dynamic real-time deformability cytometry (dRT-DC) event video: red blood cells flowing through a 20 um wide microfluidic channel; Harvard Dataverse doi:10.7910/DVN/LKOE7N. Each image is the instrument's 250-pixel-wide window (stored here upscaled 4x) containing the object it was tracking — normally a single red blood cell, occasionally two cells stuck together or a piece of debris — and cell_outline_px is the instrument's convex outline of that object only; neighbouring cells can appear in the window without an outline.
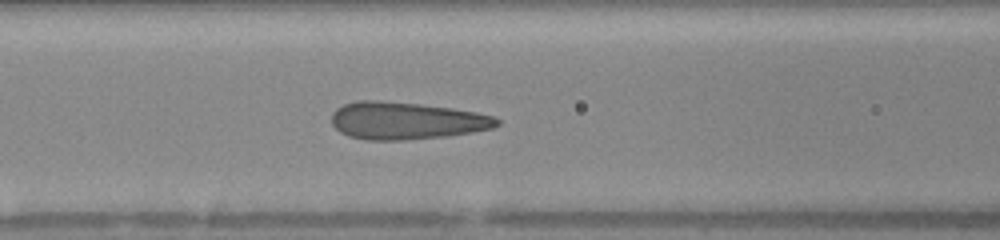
{"species": "human", "species_latin": "Homo sapiens", "temperature_condition": "warm", "stored_images_in_passage": 8, "camera_frame_rate_fps": 3000, "um_per_image_px": 0.085, "donor": {"sex": "female"}, "frame": {"image": 1, "passage_image": 8, "time_ms": 2.333, "image_size_px": [1000, 240], "cell_outline_px": [[500, 124], [492, 128], [472, 132], [448, 136], [404, 140], [364, 140], [348, 136], [340, 132], [332, 124], [332, 112], [336, 108], [344, 104], [360, 100], [376, 100], [420, 104], [452, 108], [476, 112], [492, 116], [500, 120]], "centroid_in_image_um": [34.51, 10.26], "position_along_channel_um": 132.1, "area_um2": 36.07}}